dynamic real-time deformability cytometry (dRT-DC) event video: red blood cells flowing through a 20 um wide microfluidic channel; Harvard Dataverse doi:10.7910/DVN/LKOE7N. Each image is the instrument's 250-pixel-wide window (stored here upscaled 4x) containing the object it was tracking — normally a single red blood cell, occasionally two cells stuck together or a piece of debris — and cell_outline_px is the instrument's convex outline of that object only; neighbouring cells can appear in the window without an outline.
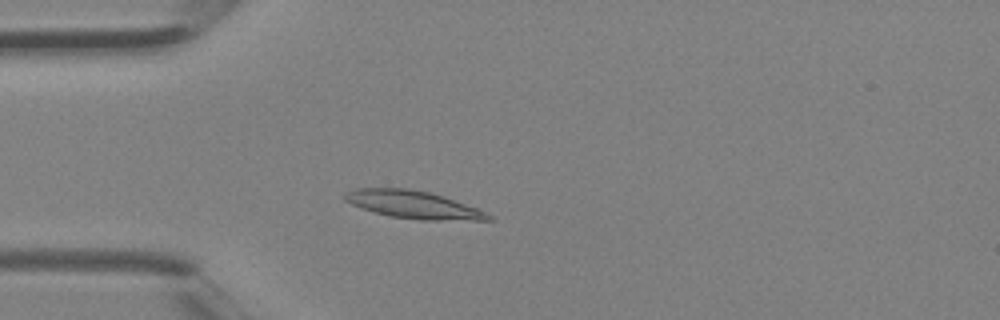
{"species": "Egyptian fruit bat (a non-hibernating species)", "species_latin": "Rousettus aegyptiacus", "temperature_condition": "room temperature", "stored_images_in_passage": 2, "camera_frame_rate_fps": 3000, "um_per_image_px": 0.085, "animal": {"sex": "female"}, "frame": {"image": 1, "passage_image": 2, "time_ms": 0.333, "image_size_px": [1000, 320], "cell_outline_px": [[496, 220], [420, 220], [388, 216], [352, 204], [344, 200], [344, 192], [356, 188], [404, 188], [432, 192], [444, 196], [476, 208], [496, 216]], "centroid_in_image_um": [35.18, 17.4], "position_along_channel_um": 49.8, "area_um2": 23.24}}